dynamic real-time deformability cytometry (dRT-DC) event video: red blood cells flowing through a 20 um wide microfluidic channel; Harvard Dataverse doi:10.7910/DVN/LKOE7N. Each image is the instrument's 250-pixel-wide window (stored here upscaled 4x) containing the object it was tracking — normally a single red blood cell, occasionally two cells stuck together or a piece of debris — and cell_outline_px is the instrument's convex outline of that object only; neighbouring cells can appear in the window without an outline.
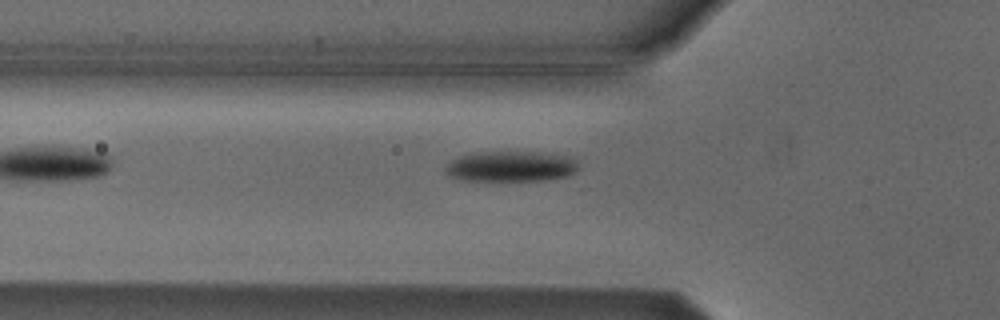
{"species": "Egyptian fruit bat (a non-hibernating species)", "species_latin": "Rousettus aegyptiacus", "temperature_condition": "cold", "stored_images_in_passage": 3, "camera_frame_rate_fps": 3000, "um_per_image_px": 0.085, "animal": {"sex": "male"}, "frame": {"image": 1, "passage_image": 3, "time_ms": 3.333, "image_size_px": [1000, 320], "cell_outline_px": [[580, 168], [568, 176], [544, 180], [464, 180], [452, 176], [444, 168], [452, 160], [460, 156], [472, 152], [540, 152], [572, 156], [576, 160]], "centroid_in_image_um": [43.5, 14.12], "position_along_channel_um": 82.3, "area_um2": 23.64}}